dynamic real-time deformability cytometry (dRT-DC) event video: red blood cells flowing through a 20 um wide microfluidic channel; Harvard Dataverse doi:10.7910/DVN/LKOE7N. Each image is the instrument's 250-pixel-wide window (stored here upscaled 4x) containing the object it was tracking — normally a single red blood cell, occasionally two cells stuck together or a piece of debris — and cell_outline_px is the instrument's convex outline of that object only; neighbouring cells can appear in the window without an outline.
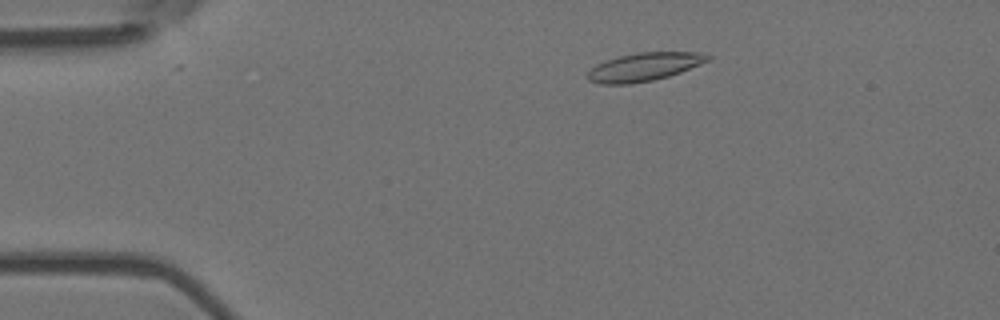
{"species": "Egyptian fruit bat (a non-hibernating species)", "species_latin": "Rousettus aegyptiacus", "temperature_condition": "room temperature", "stored_images_in_passage": 53, "camera_frame_rate_fps": 3000, "um_per_image_px": 0.085, "animal": {"sex": "female"}, "frame": {"image": 1, "passage_image": 8, "time_ms": 2.333, "image_size_px": [1000, 320], "cell_outline_px": [[712, 56], [708, 60], [680, 72], [668, 76], [652, 80], [628, 84], [600, 84], [588, 80], [588, 72], [596, 64], [620, 56], [636, 52], [700, 52]], "centroid_in_image_um": [54.74, 5.68], "position_along_channel_um": 30.3, "area_um2": 19.48}}
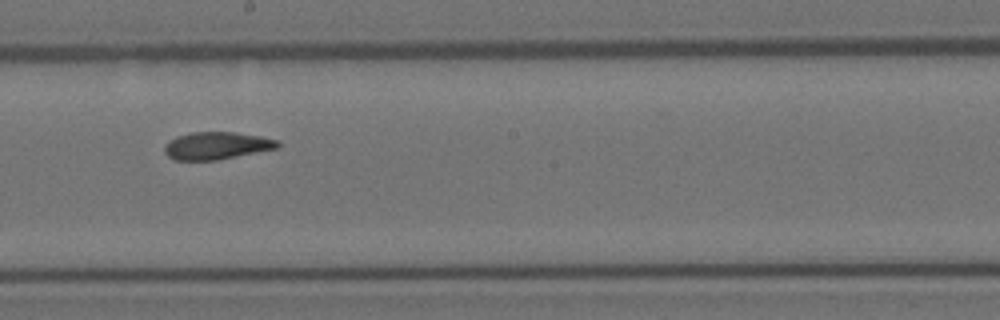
{"frame": {"image": 2, "passage_image": 29, "time_ms": 9.333, "image_size_px": [1000, 320], "cell_outline_px": [[280, 144], [276, 148], [216, 160], [172, 160], [164, 152], [164, 144], [176, 136], [192, 132], [236, 132], [260, 136], [280, 140]], "centroid_in_image_um": [18.38, 12.37], "position_along_channel_um": 229.8, "area_um2": 18.09}}
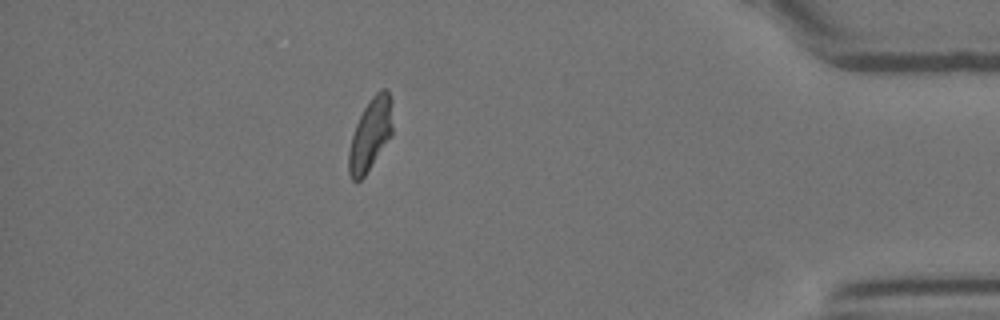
{"frame": {"image": 3, "passage_image": 47, "time_ms": 15.333, "image_size_px": [1000, 320], "cell_outline_px": [[392, 136], [364, 176], [360, 180], [352, 180], [348, 172], [348, 152], [352, 136], [356, 124], [364, 108], [372, 96], [380, 88], [388, 88], [392, 100]], "centroid_in_image_um": [31.5, 11.39], "position_along_channel_um": 403.7, "area_um2": 18.55}, "authors_computed_cell_mechanics": {"area_um2": 18.8428, "velocity_mm_per_s": 3.6401, "shape_relaxation_time_tau1_ms": null, "shape_relaxation_time_tau2_ms": 3.9363, "deformation_change_tau1": null, "deformation_change_tau2": 0.0758}}